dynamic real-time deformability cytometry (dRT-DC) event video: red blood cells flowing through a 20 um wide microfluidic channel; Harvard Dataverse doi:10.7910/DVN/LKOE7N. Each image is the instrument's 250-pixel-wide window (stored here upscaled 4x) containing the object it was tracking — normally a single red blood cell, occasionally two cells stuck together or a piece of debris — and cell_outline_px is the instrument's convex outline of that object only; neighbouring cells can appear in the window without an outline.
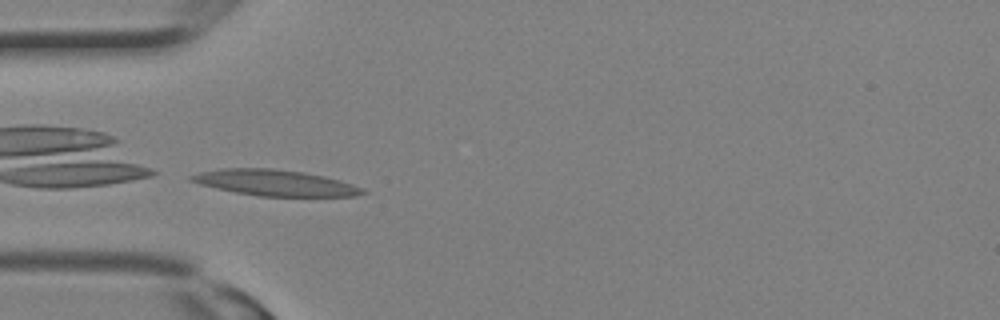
{"species": "Egyptian fruit bat (a non-hibernating species)", "species_latin": "Rousettus aegyptiacus", "temperature_condition": "room temperature", "stored_images_in_passage": 31, "camera_frame_rate_fps": 3000, "um_per_image_px": 0.085, "animal": {"sex": "female"}, "frame": {"image": 1, "passage_image": 10, "time_ms": 3.0, "image_size_px": [1000, 320], "cell_outline_px": [[368, 192], [356, 196], [260, 196], [236, 192], [200, 184], [188, 180], [188, 176], [200, 172], [220, 168], [272, 168], [304, 172], [324, 176], [340, 180], [364, 188]], "centroid_in_image_um": [23.4, 15.53], "position_along_channel_um": 61.6, "area_um2": 25.89}}
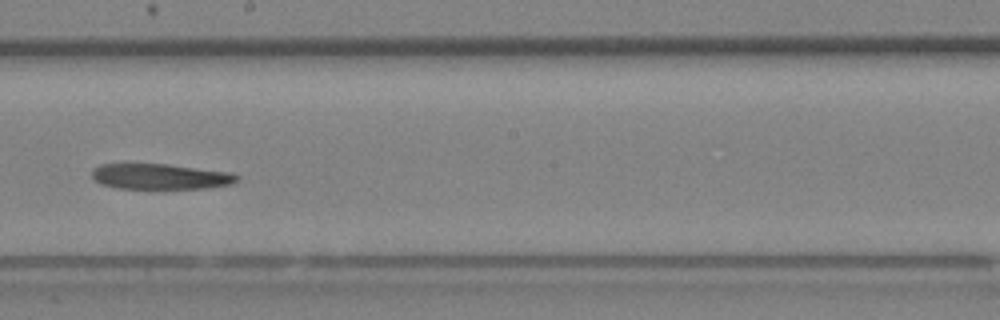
{"frame": {"image": 2, "passage_image": 18, "time_ms": 5.667, "image_size_px": [1000, 320], "cell_outline_px": [[240, 180], [232, 184], [204, 188], [120, 188], [100, 184], [92, 180], [92, 168], [100, 164], [168, 164], [232, 172], [240, 176]], "centroid_in_image_um": [13.64, 14.99], "position_along_channel_um": 234.6, "area_um2": 21.73}}
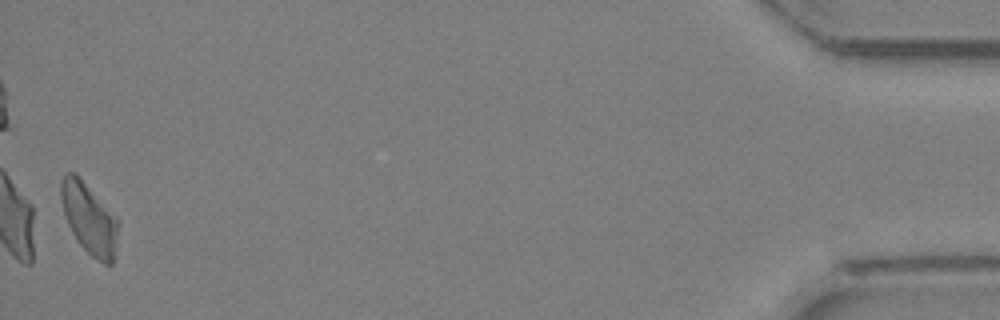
{"frame": {"image": 3, "passage_image": 31, "time_ms": 10.0, "image_size_px": [1000, 320], "cell_outline_px": [[120, 224], [112, 264], [104, 264], [96, 260], [80, 244], [72, 232], [68, 224], [64, 212], [60, 196], [60, 180], [68, 172], [76, 172], [120, 220]], "centroid_in_image_um": [7.6, 18.55], "position_along_channel_um": 427.6, "area_um2": 23.76}}